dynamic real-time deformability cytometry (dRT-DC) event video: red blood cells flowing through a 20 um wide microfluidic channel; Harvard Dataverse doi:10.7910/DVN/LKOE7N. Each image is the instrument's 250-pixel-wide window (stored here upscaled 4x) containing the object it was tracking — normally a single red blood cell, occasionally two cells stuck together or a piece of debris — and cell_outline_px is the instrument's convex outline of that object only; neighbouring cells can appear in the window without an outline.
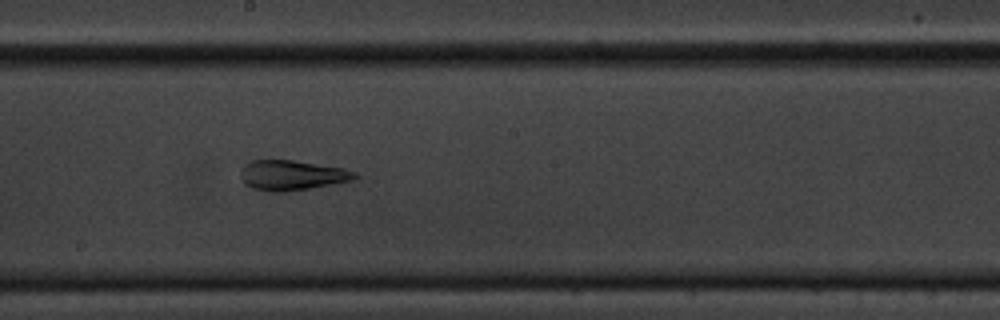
{"species": "common noctule bat (a hibernating species)", "species_latin": "Nyctalus noctula", "temperature_condition": "cold", "stored_images_in_passage": 9, "camera_frame_rate_fps": 3000, "um_per_image_px": 0.085, "animal": {"sex": "male", "body_mass_g": 20.1, "forearm_length_mm": 53.5}, "frame": {"image": 1, "passage_image": 9, "time_ms": 9.333, "image_size_px": [1000, 320], "cell_outline_px": [[360, 176], [352, 180], [308, 188], [284, 192], [272, 192], [252, 188], [244, 184], [240, 176], [240, 168], [248, 160], [292, 160], [344, 168], [356, 172]], "centroid_in_image_um": [24.76, 14.88], "position_along_channel_um": 223.4, "area_um2": 20.06}}